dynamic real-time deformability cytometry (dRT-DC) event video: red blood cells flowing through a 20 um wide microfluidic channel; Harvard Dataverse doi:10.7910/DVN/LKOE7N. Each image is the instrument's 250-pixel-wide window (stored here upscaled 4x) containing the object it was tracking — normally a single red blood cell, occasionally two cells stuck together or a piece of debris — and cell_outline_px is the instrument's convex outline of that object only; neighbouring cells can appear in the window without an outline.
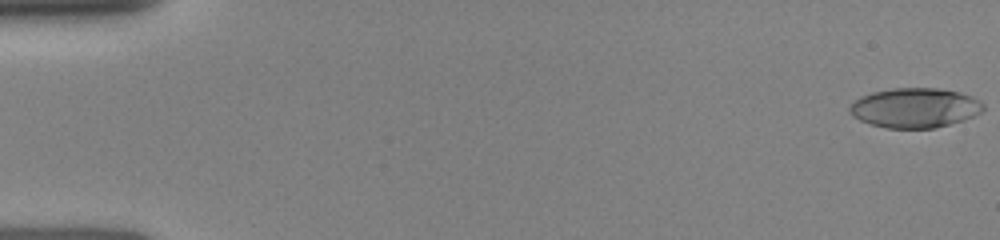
{"species": "human", "species_latin": "Homo sapiens", "temperature_condition": "room temperature", "stored_images_in_passage": 27, "camera_frame_rate_fps": 3000, "um_per_image_px": 0.085, "donor": {"sex": "female"}, "frame": {"image": 1, "passage_image": 1, "time_ms": 0.0, "image_size_px": [1000, 240], "cell_outline_px": [[984, 108], [980, 112], [964, 120], [936, 128], [888, 128], [872, 124], [860, 120], [852, 116], [848, 108], [860, 96], [872, 92], [892, 88], [940, 88], [960, 92], [972, 96], [980, 100], [984, 104]], "centroid_in_image_um": [77.78, 9.16], "position_along_channel_um": 7.2, "area_um2": 30.98}}
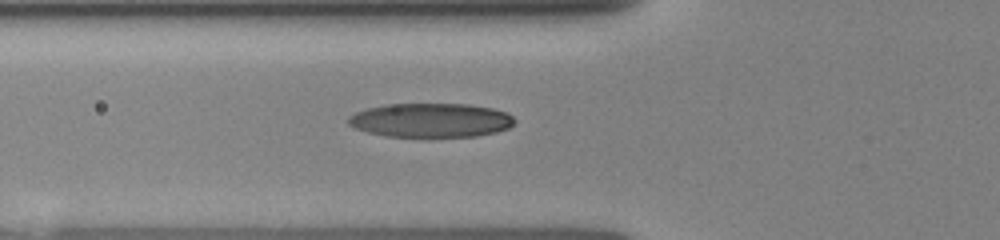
{"frame": {"image": 2, "passage_image": 16, "time_ms": 5.667, "image_size_px": [1000, 240], "cell_outline_px": [[516, 120], [508, 128], [496, 132], [476, 136], [384, 136], [368, 132], [356, 128], [348, 124], [348, 116], [356, 112], [368, 108], [384, 104], [468, 104], [492, 108], [508, 112]], "centroid_in_image_um": [36.62, 10.21], "position_along_channel_um": 89.2, "area_um2": 32.95}}
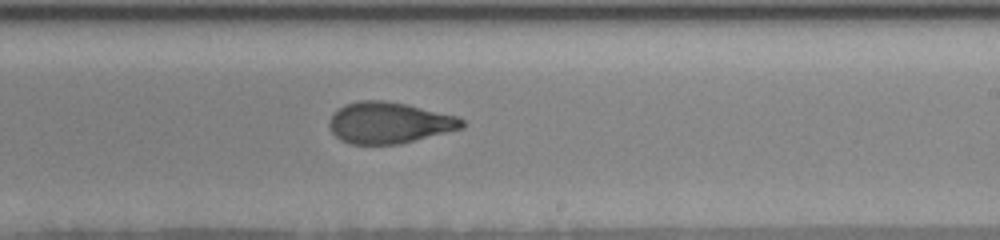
{"frame": {"image": 3, "passage_image": 27, "time_ms": 9.667, "image_size_px": [1000, 240], "cell_outline_px": [[464, 128], [400, 144], [348, 144], [340, 140], [332, 132], [328, 124], [332, 116], [344, 104], [360, 100], [384, 100], [404, 104], [460, 116], [464, 120]], "centroid_in_image_um": [33.1, 10.44], "position_along_channel_um": 255.9, "area_um2": 31.96}}